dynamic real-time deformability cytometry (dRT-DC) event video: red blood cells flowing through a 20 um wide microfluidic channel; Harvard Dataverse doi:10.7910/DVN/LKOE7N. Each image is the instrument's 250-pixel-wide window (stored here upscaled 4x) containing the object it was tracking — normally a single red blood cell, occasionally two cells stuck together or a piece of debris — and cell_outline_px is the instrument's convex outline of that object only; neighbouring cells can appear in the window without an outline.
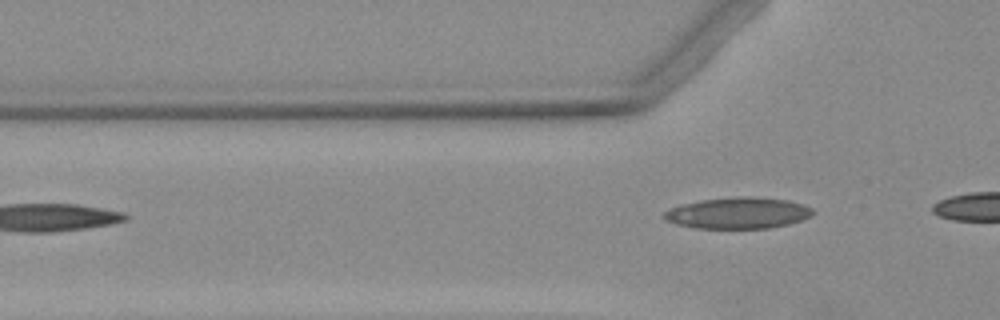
{"species": "Egyptian fruit bat (a non-hibernating species)", "species_latin": "Rousettus aegyptiacus", "temperature_condition": "warm", "stored_images_in_passage": 4, "camera_frame_rate_fps": 3000, "um_per_image_px": 0.085, "animal": {"sex": "female"}, "frame": {"image": 1, "passage_image": 4, "time_ms": 4.333, "image_size_px": [1000, 320], "cell_outline_px": [[816, 212], [812, 216], [788, 224], [768, 228], [696, 228], [676, 224], [664, 220], [660, 216], [664, 212], [680, 204], [700, 200], [732, 196], [752, 196], [788, 200], [812, 208]], "centroid_in_image_um": [62.7, 18.1], "position_along_channel_um": 63.1, "area_um2": 27.34}}